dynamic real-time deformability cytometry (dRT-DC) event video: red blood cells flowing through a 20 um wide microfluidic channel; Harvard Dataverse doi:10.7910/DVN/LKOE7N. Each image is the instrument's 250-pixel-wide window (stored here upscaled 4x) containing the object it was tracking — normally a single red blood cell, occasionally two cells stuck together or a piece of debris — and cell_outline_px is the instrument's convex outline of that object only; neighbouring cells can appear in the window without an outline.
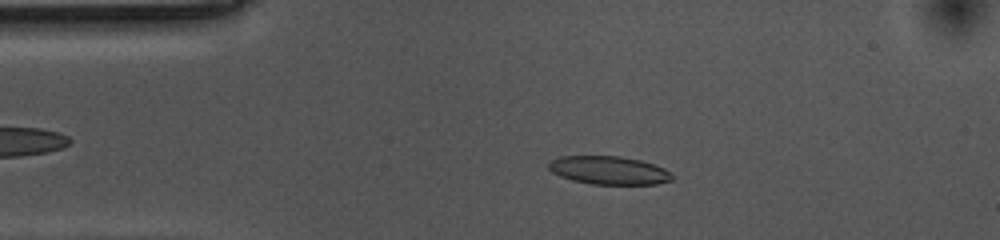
{"species": "common noctule bat (a hibernating species)", "species_latin": "Nyctalus noctula", "temperature_condition": "cold", "stored_images_in_passage": 47, "camera_frame_rate_fps": 3000, "um_per_image_px": 0.085, "animal": {"sex": "female", "body_mass_g": 10.0, "forearm_length_mm": 53.1}, "frame": {"image": 1, "passage_image": 9, "time_ms": 2.667, "image_size_px": [1000, 240], "cell_outline_px": [[672, 180], [656, 184], [592, 184], [572, 180], [560, 176], [552, 172], [548, 168], [548, 160], [560, 156], [620, 156], [640, 160], [664, 168], [672, 172]], "centroid_in_image_um": [51.73, 14.47], "position_along_channel_um": 33.3, "area_um2": 20.4}}
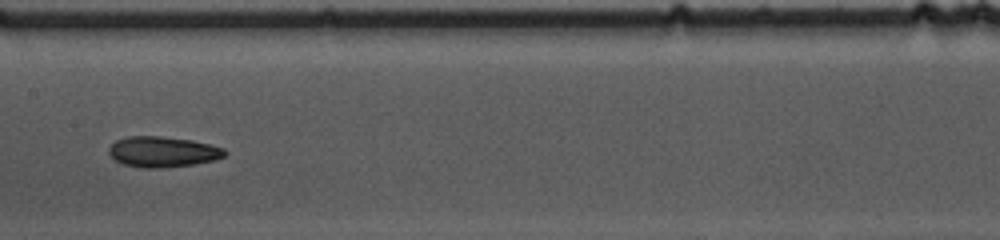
{"frame": {"image": 2, "passage_image": 25, "time_ms": 8.0, "image_size_px": [1000, 240], "cell_outline_px": [[228, 152], [224, 156], [216, 160], [196, 164], [160, 168], [144, 168], [124, 164], [116, 160], [108, 152], [108, 148], [116, 140], [128, 136], [160, 136], [192, 140], [212, 144], [224, 148]], "centroid_in_image_um": [13.88, 12.9], "position_along_channel_um": 193.5, "area_um2": 20.81}}
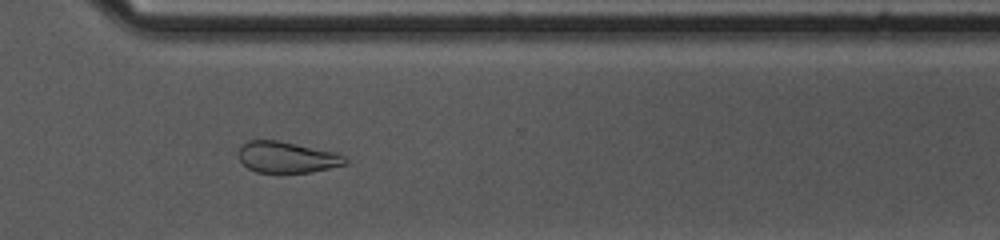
{"frame": {"image": 3, "passage_image": 38, "time_ms": 12.333, "image_size_px": [1000, 240], "cell_outline_px": [[348, 164], [312, 172], [256, 172], [248, 168], [240, 160], [240, 148], [248, 140], [276, 140], [336, 152], [344, 156], [348, 160]], "centroid_in_image_um": [24.44, 13.37], "position_along_channel_um": 346.2, "area_um2": 19.19}, "authors_computed_cell_mechanics": {"area_um2": 20.519, "velocity_mm_per_s": 3.5315, "shape_relaxation_time_tau1_ms": 4.8267, "shape_relaxation_time_tau2_ms": 5.8533, "deformation_change_tau1": 0.1249, "deformation_change_tau2": 0.1208}}